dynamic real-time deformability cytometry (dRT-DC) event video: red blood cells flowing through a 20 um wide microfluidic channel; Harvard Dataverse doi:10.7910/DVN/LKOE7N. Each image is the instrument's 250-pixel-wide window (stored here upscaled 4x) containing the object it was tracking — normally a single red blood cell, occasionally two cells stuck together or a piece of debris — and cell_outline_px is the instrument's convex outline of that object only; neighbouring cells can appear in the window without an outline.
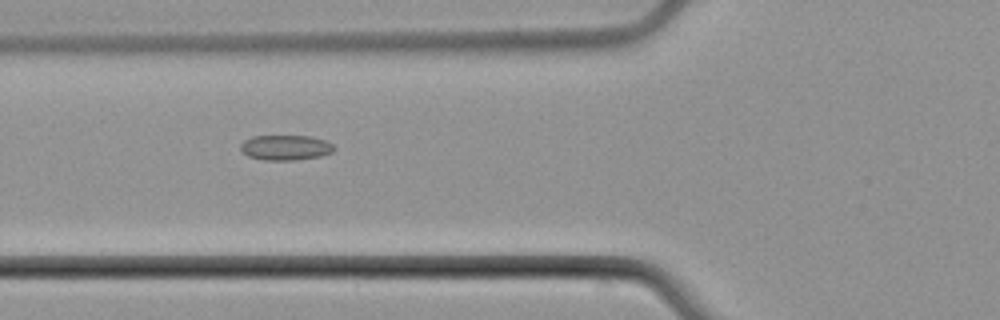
{"species": "common noctule bat (a hibernating species)", "species_latin": "Nyctalus noctula", "temperature_condition": "cold", "stored_images_in_passage": 8, "camera_frame_rate_fps": 3000, "um_per_image_px": 0.085, "animal": {"sex": "male", "body_mass_g": 21.5, "forearm_length_mm": 52.0}, "frame": {"image": 1, "passage_image": 5, "time_ms": 6.667, "image_size_px": [1000, 320], "cell_outline_px": [[336, 148], [332, 152], [320, 156], [296, 160], [264, 160], [248, 156], [240, 148], [240, 144], [244, 140], [252, 136], [312, 136], [324, 140], [332, 144]], "centroid_in_image_um": [24.27, 12.54], "position_along_channel_um": 101.5, "area_um2": 13.7}}
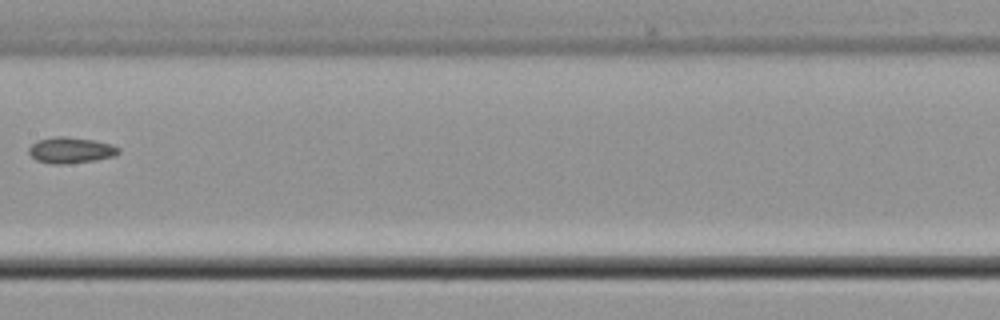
{"frame": {"image": 2, "passage_image": 7, "time_ms": 9.333, "image_size_px": [1000, 320], "cell_outline_px": [[120, 152], [116, 156], [96, 160], [64, 164], [48, 164], [36, 160], [28, 152], [28, 148], [36, 140], [56, 136], [64, 136], [92, 140], [112, 144], [120, 148]], "centroid_in_image_um": [6.01, 12.77], "position_along_channel_um": 201.4, "area_um2": 13.76}}
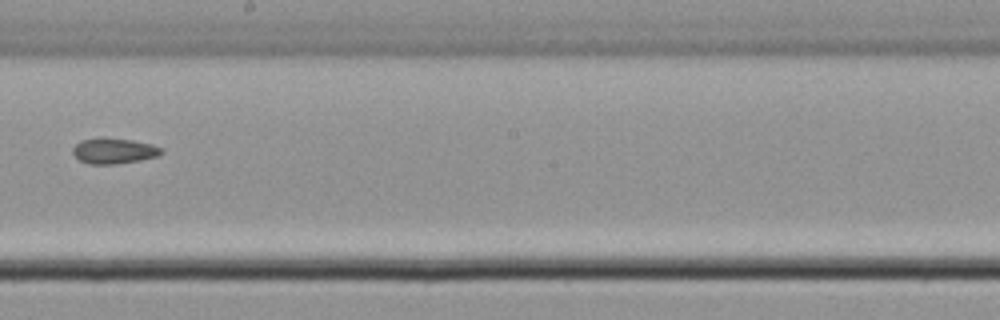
{"frame": {"image": 3, "passage_image": 8, "time_ms": 10.333, "image_size_px": [1000, 320], "cell_outline_px": [[164, 152], [156, 156], [140, 160], [116, 164], [88, 164], [80, 160], [72, 152], [72, 148], [80, 140], [104, 136], [132, 140], [152, 144], [160, 148]], "centroid_in_image_um": [9.65, 12.8], "position_along_channel_um": 238.6, "area_um2": 13.35}}